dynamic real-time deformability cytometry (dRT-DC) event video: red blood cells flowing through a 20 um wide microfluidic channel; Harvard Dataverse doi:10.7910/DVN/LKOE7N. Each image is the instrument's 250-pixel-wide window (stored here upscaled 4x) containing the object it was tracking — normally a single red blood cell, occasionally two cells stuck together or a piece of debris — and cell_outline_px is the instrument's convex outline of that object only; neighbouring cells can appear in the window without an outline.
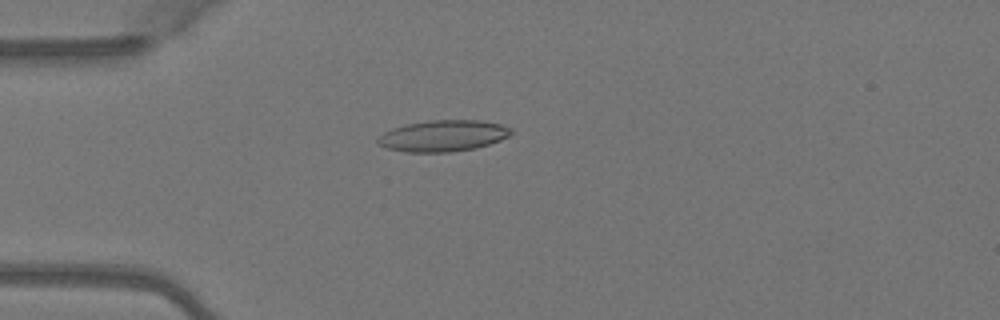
{"species": "Egyptian fruit bat (a non-hibernating species)", "species_latin": "Rousettus aegyptiacus", "temperature_condition": "warm", "stored_images_in_passage": 2, "camera_frame_rate_fps": 3000, "um_per_image_px": 0.085, "animal": {"sex": "female"}, "frame": {"image": 1, "passage_image": 2, "time_ms": 0.333, "image_size_px": [1000, 320], "cell_outline_px": [[512, 132], [508, 136], [500, 140], [476, 148], [452, 152], [404, 152], [388, 148], [376, 144], [376, 140], [384, 132], [392, 128], [404, 124], [432, 120], [480, 120], [500, 124], [512, 128]], "centroid_in_image_um": [37.64, 11.54], "position_along_channel_um": 47.4, "area_um2": 24.39}}